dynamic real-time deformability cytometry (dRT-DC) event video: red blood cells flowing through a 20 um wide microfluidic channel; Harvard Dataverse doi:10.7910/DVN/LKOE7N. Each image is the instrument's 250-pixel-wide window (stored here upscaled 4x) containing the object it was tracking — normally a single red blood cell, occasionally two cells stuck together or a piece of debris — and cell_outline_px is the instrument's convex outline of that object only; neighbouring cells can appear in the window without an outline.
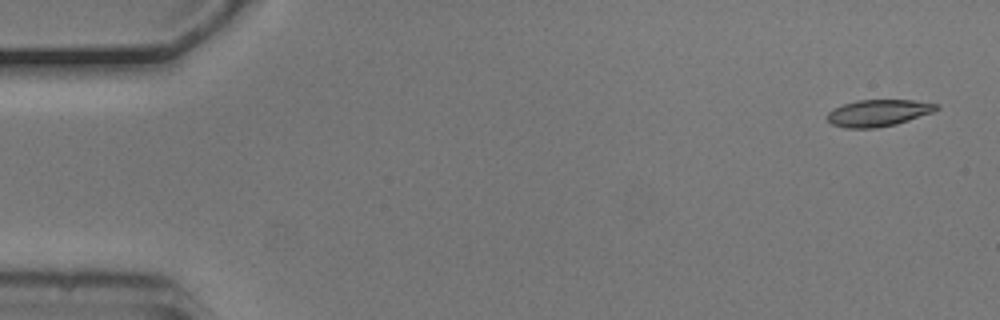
{"species": "common noctule bat (a hibernating species)", "species_latin": "Nyctalus noctula", "temperature_condition": "cold", "stored_images_in_passage": 3, "camera_frame_rate_fps": 3000, "um_per_image_px": 0.085, "animal": {"sex": "male", "body_mass_g": 20.5, "forearm_length_mm": 52.5}, "frame": {"image": 1, "passage_image": 1, "time_ms": 0.0, "image_size_px": [1000, 320], "cell_outline_px": [[940, 108], [932, 112], [896, 124], [876, 128], [844, 128], [832, 124], [828, 120], [828, 112], [832, 108], [856, 100], [916, 100], [940, 104]], "centroid_in_image_um": [74.66, 9.59], "position_along_channel_um": 10.3, "area_um2": 17.05}}
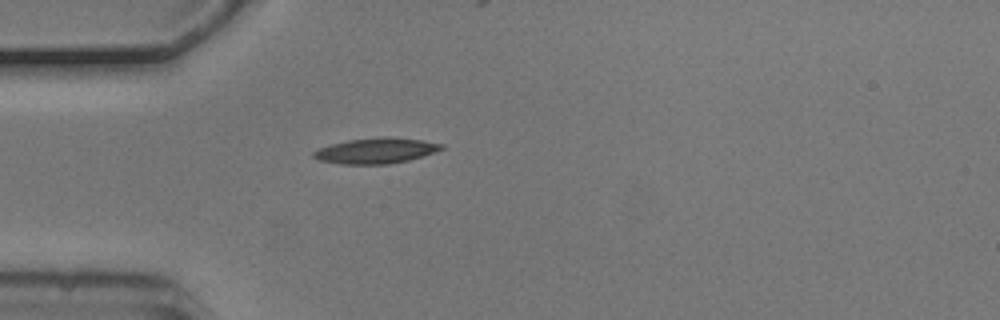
{"frame": {"image": 2, "passage_image": 3, "time_ms": 0.667, "image_size_px": [1000, 320], "cell_outline_px": [[444, 148], [424, 156], [408, 160], [388, 164], [340, 164], [320, 160], [312, 156], [312, 152], [320, 148], [332, 144], [348, 140], [380, 136], [388, 136], [424, 140], [444, 144]], "centroid_in_image_um": [31.99, 12.8], "position_along_channel_um": 53.0, "area_um2": 19.13}}